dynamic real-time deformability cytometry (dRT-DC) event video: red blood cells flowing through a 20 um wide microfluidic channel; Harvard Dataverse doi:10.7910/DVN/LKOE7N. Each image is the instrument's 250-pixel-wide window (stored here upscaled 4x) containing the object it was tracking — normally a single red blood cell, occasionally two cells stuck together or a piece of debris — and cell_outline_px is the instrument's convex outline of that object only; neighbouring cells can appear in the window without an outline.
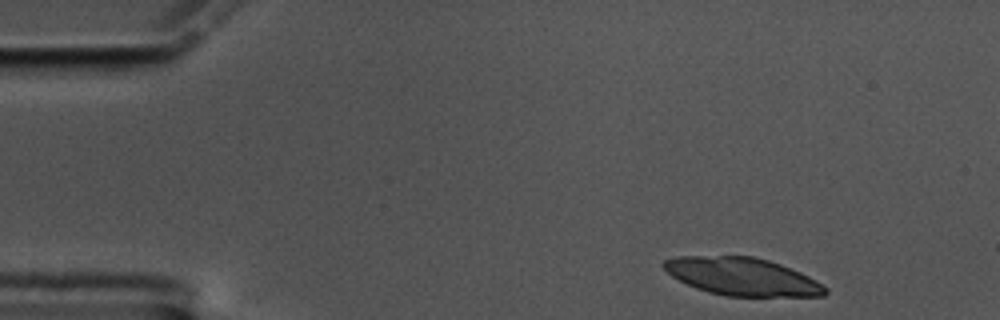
{"species": "common noctule bat (a hibernating species)", "species_latin": "Nyctalus noctula", "temperature_condition": "cold", "stored_images_in_passage": 17, "camera_frame_rate_fps": 3000, "um_per_image_px": 0.085, "animal": {"sex": "male", "body_mass_g": 17.5, "forearm_length_mm": 52.3}, "frame": {"image": 1, "passage_image": 2, "time_ms": 0.333, "image_size_px": [1000, 320], "cell_outline_px": [[828, 292], [824, 296], [724, 296], [708, 292], [696, 288], [672, 276], [660, 264], [664, 260], [676, 256], [752, 256], [768, 260], [780, 264], [800, 272], [816, 280], [828, 288]], "centroid_in_image_um": [63.09, 23.51], "position_along_channel_um": 21.9, "area_um2": 35.49}}